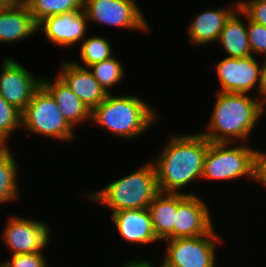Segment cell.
Returning a JSON list of instances; mask_svg holds the SVG:
<instances>
[{"label": "cell", "instance_id": "cell-1", "mask_svg": "<svg viewBox=\"0 0 266 267\" xmlns=\"http://www.w3.org/2000/svg\"><path fill=\"white\" fill-rule=\"evenodd\" d=\"M169 135L166 145L158 155L150 157L156 169L159 191L195 195L194 192H188L187 188L190 189L196 181L199 180L195 183L197 185L201 181L204 158L210 141L199 131Z\"/></svg>", "mask_w": 266, "mask_h": 267}, {"label": "cell", "instance_id": "cell-2", "mask_svg": "<svg viewBox=\"0 0 266 267\" xmlns=\"http://www.w3.org/2000/svg\"><path fill=\"white\" fill-rule=\"evenodd\" d=\"M216 93L205 130L200 133L214 143H249L266 107L253 94Z\"/></svg>", "mask_w": 266, "mask_h": 267}, {"label": "cell", "instance_id": "cell-3", "mask_svg": "<svg viewBox=\"0 0 266 267\" xmlns=\"http://www.w3.org/2000/svg\"><path fill=\"white\" fill-rule=\"evenodd\" d=\"M157 112L158 109L142 97L110 93L91 112L89 124L104 128L111 136L133 141L157 124L161 118Z\"/></svg>", "mask_w": 266, "mask_h": 267}, {"label": "cell", "instance_id": "cell-4", "mask_svg": "<svg viewBox=\"0 0 266 267\" xmlns=\"http://www.w3.org/2000/svg\"><path fill=\"white\" fill-rule=\"evenodd\" d=\"M148 159L141 167L134 169L135 171L110 181L101 189L83 192V197L90 203L94 202V205L106 207V210L112 213L148 208L160 193L155 166L150 158Z\"/></svg>", "mask_w": 266, "mask_h": 267}, {"label": "cell", "instance_id": "cell-5", "mask_svg": "<svg viewBox=\"0 0 266 267\" xmlns=\"http://www.w3.org/2000/svg\"><path fill=\"white\" fill-rule=\"evenodd\" d=\"M21 128L29 136H43L62 144L74 142L78 136L64 119L56 101L42 85L21 112Z\"/></svg>", "mask_w": 266, "mask_h": 267}, {"label": "cell", "instance_id": "cell-6", "mask_svg": "<svg viewBox=\"0 0 266 267\" xmlns=\"http://www.w3.org/2000/svg\"><path fill=\"white\" fill-rule=\"evenodd\" d=\"M253 145V147H252ZM254 143L210 142L203 165L201 181L227 182L238 179L253 182Z\"/></svg>", "mask_w": 266, "mask_h": 267}, {"label": "cell", "instance_id": "cell-7", "mask_svg": "<svg viewBox=\"0 0 266 267\" xmlns=\"http://www.w3.org/2000/svg\"><path fill=\"white\" fill-rule=\"evenodd\" d=\"M218 233L213 229L203 236L163 240L162 260L170 267H218L219 245H226Z\"/></svg>", "mask_w": 266, "mask_h": 267}, {"label": "cell", "instance_id": "cell-8", "mask_svg": "<svg viewBox=\"0 0 266 267\" xmlns=\"http://www.w3.org/2000/svg\"><path fill=\"white\" fill-rule=\"evenodd\" d=\"M88 23L141 33L153 32L136 0H84Z\"/></svg>", "mask_w": 266, "mask_h": 267}, {"label": "cell", "instance_id": "cell-9", "mask_svg": "<svg viewBox=\"0 0 266 267\" xmlns=\"http://www.w3.org/2000/svg\"><path fill=\"white\" fill-rule=\"evenodd\" d=\"M50 225L41 219L10 214L0 234L10 255L24 253H46L53 232Z\"/></svg>", "mask_w": 266, "mask_h": 267}, {"label": "cell", "instance_id": "cell-10", "mask_svg": "<svg viewBox=\"0 0 266 267\" xmlns=\"http://www.w3.org/2000/svg\"><path fill=\"white\" fill-rule=\"evenodd\" d=\"M263 61L257 56L224 57L215 63L219 92L257 94ZM256 90V91H255ZM254 91V92H253Z\"/></svg>", "mask_w": 266, "mask_h": 267}, {"label": "cell", "instance_id": "cell-11", "mask_svg": "<svg viewBox=\"0 0 266 267\" xmlns=\"http://www.w3.org/2000/svg\"><path fill=\"white\" fill-rule=\"evenodd\" d=\"M0 68V95L21 112L41 86L42 76H36L8 55Z\"/></svg>", "mask_w": 266, "mask_h": 267}, {"label": "cell", "instance_id": "cell-12", "mask_svg": "<svg viewBox=\"0 0 266 267\" xmlns=\"http://www.w3.org/2000/svg\"><path fill=\"white\" fill-rule=\"evenodd\" d=\"M208 202L201 196L178 194V211L175 214L174 239L203 236L215 227Z\"/></svg>", "mask_w": 266, "mask_h": 267}, {"label": "cell", "instance_id": "cell-13", "mask_svg": "<svg viewBox=\"0 0 266 267\" xmlns=\"http://www.w3.org/2000/svg\"><path fill=\"white\" fill-rule=\"evenodd\" d=\"M88 19L84 9L71 11L45 18L37 26V31H43L48 43L62 49L74 47L87 37L89 31Z\"/></svg>", "mask_w": 266, "mask_h": 267}, {"label": "cell", "instance_id": "cell-14", "mask_svg": "<svg viewBox=\"0 0 266 267\" xmlns=\"http://www.w3.org/2000/svg\"><path fill=\"white\" fill-rule=\"evenodd\" d=\"M228 7L204 8L191 16L186 29L187 40L192 46L205 47L217 43L220 33L230 16L239 8V0L227 4Z\"/></svg>", "mask_w": 266, "mask_h": 267}, {"label": "cell", "instance_id": "cell-15", "mask_svg": "<svg viewBox=\"0 0 266 267\" xmlns=\"http://www.w3.org/2000/svg\"><path fill=\"white\" fill-rule=\"evenodd\" d=\"M111 219L119 234L117 236L124 239L125 243L145 248L161 242L154 233L148 208L121 210L111 213Z\"/></svg>", "mask_w": 266, "mask_h": 267}, {"label": "cell", "instance_id": "cell-16", "mask_svg": "<svg viewBox=\"0 0 266 267\" xmlns=\"http://www.w3.org/2000/svg\"><path fill=\"white\" fill-rule=\"evenodd\" d=\"M57 75L68 85L92 112L108 95L94 78L89 68L76 65L71 60H60Z\"/></svg>", "mask_w": 266, "mask_h": 267}, {"label": "cell", "instance_id": "cell-17", "mask_svg": "<svg viewBox=\"0 0 266 267\" xmlns=\"http://www.w3.org/2000/svg\"><path fill=\"white\" fill-rule=\"evenodd\" d=\"M37 24L22 0L0 11V43L14 44L37 34Z\"/></svg>", "mask_w": 266, "mask_h": 267}, {"label": "cell", "instance_id": "cell-18", "mask_svg": "<svg viewBox=\"0 0 266 267\" xmlns=\"http://www.w3.org/2000/svg\"><path fill=\"white\" fill-rule=\"evenodd\" d=\"M55 75L54 79L42 76L41 85L51 94L64 119L76 131L81 124L91 122V111L56 73Z\"/></svg>", "mask_w": 266, "mask_h": 267}, {"label": "cell", "instance_id": "cell-19", "mask_svg": "<svg viewBox=\"0 0 266 267\" xmlns=\"http://www.w3.org/2000/svg\"><path fill=\"white\" fill-rule=\"evenodd\" d=\"M244 16V17H243ZM217 44L226 52V57L243 58L252 55L248 35L247 16L238 8L226 21Z\"/></svg>", "mask_w": 266, "mask_h": 267}, {"label": "cell", "instance_id": "cell-20", "mask_svg": "<svg viewBox=\"0 0 266 267\" xmlns=\"http://www.w3.org/2000/svg\"><path fill=\"white\" fill-rule=\"evenodd\" d=\"M156 237L174 239L175 214L178 211V194L160 192L148 207Z\"/></svg>", "mask_w": 266, "mask_h": 267}, {"label": "cell", "instance_id": "cell-21", "mask_svg": "<svg viewBox=\"0 0 266 267\" xmlns=\"http://www.w3.org/2000/svg\"><path fill=\"white\" fill-rule=\"evenodd\" d=\"M10 148L5 147L0 152V205L21 199V187L18 183L20 166L16 162L15 151Z\"/></svg>", "mask_w": 266, "mask_h": 267}, {"label": "cell", "instance_id": "cell-22", "mask_svg": "<svg viewBox=\"0 0 266 267\" xmlns=\"http://www.w3.org/2000/svg\"><path fill=\"white\" fill-rule=\"evenodd\" d=\"M102 34H88V36L80 43L78 57L81 61L73 62L81 67L88 68L90 65L109 59L115 52L112 50V43L106 36Z\"/></svg>", "mask_w": 266, "mask_h": 267}, {"label": "cell", "instance_id": "cell-23", "mask_svg": "<svg viewBox=\"0 0 266 267\" xmlns=\"http://www.w3.org/2000/svg\"><path fill=\"white\" fill-rule=\"evenodd\" d=\"M38 25L45 18L83 9L84 0H22Z\"/></svg>", "mask_w": 266, "mask_h": 267}, {"label": "cell", "instance_id": "cell-24", "mask_svg": "<svg viewBox=\"0 0 266 267\" xmlns=\"http://www.w3.org/2000/svg\"><path fill=\"white\" fill-rule=\"evenodd\" d=\"M122 64L119 57L114 54L109 59L94 63L88 68L100 86L110 94L113 93L110 91L112 88L119 84L121 86L120 82L123 83V78L126 76L125 72L127 71Z\"/></svg>", "mask_w": 266, "mask_h": 267}, {"label": "cell", "instance_id": "cell-25", "mask_svg": "<svg viewBox=\"0 0 266 267\" xmlns=\"http://www.w3.org/2000/svg\"><path fill=\"white\" fill-rule=\"evenodd\" d=\"M21 128V111L0 95V142L10 146L11 135Z\"/></svg>", "mask_w": 266, "mask_h": 267}, {"label": "cell", "instance_id": "cell-26", "mask_svg": "<svg viewBox=\"0 0 266 267\" xmlns=\"http://www.w3.org/2000/svg\"><path fill=\"white\" fill-rule=\"evenodd\" d=\"M247 35L252 55L266 59V27L247 18Z\"/></svg>", "mask_w": 266, "mask_h": 267}, {"label": "cell", "instance_id": "cell-27", "mask_svg": "<svg viewBox=\"0 0 266 267\" xmlns=\"http://www.w3.org/2000/svg\"><path fill=\"white\" fill-rule=\"evenodd\" d=\"M2 260L6 267H50L45 253H24L10 255Z\"/></svg>", "mask_w": 266, "mask_h": 267}, {"label": "cell", "instance_id": "cell-28", "mask_svg": "<svg viewBox=\"0 0 266 267\" xmlns=\"http://www.w3.org/2000/svg\"><path fill=\"white\" fill-rule=\"evenodd\" d=\"M239 9L250 21L266 27V0H239Z\"/></svg>", "mask_w": 266, "mask_h": 267}, {"label": "cell", "instance_id": "cell-29", "mask_svg": "<svg viewBox=\"0 0 266 267\" xmlns=\"http://www.w3.org/2000/svg\"><path fill=\"white\" fill-rule=\"evenodd\" d=\"M266 189V150L254 148L253 183Z\"/></svg>", "mask_w": 266, "mask_h": 267}, {"label": "cell", "instance_id": "cell-30", "mask_svg": "<svg viewBox=\"0 0 266 267\" xmlns=\"http://www.w3.org/2000/svg\"><path fill=\"white\" fill-rule=\"evenodd\" d=\"M256 96L258 100L266 107V59L263 60Z\"/></svg>", "mask_w": 266, "mask_h": 267}, {"label": "cell", "instance_id": "cell-31", "mask_svg": "<svg viewBox=\"0 0 266 267\" xmlns=\"http://www.w3.org/2000/svg\"><path fill=\"white\" fill-rule=\"evenodd\" d=\"M146 258V259H145ZM145 258H131L127 259L126 262L122 263L121 267H149V260Z\"/></svg>", "mask_w": 266, "mask_h": 267}, {"label": "cell", "instance_id": "cell-32", "mask_svg": "<svg viewBox=\"0 0 266 267\" xmlns=\"http://www.w3.org/2000/svg\"><path fill=\"white\" fill-rule=\"evenodd\" d=\"M15 0H0V11L7 8Z\"/></svg>", "mask_w": 266, "mask_h": 267}, {"label": "cell", "instance_id": "cell-33", "mask_svg": "<svg viewBox=\"0 0 266 267\" xmlns=\"http://www.w3.org/2000/svg\"><path fill=\"white\" fill-rule=\"evenodd\" d=\"M161 261V262H160ZM153 262V260H149V267H157V264L156 263H152ZM159 265H158V267H170V266H168L163 260H160L159 259ZM156 264V265H155Z\"/></svg>", "mask_w": 266, "mask_h": 267}, {"label": "cell", "instance_id": "cell-34", "mask_svg": "<svg viewBox=\"0 0 266 267\" xmlns=\"http://www.w3.org/2000/svg\"><path fill=\"white\" fill-rule=\"evenodd\" d=\"M6 146L0 142V152L5 148Z\"/></svg>", "mask_w": 266, "mask_h": 267}, {"label": "cell", "instance_id": "cell-35", "mask_svg": "<svg viewBox=\"0 0 266 267\" xmlns=\"http://www.w3.org/2000/svg\"><path fill=\"white\" fill-rule=\"evenodd\" d=\"M0 267H6L2 261H0Z\"/></svg>", "mask_w": 266, "mask_h": 267}]
</instances>
